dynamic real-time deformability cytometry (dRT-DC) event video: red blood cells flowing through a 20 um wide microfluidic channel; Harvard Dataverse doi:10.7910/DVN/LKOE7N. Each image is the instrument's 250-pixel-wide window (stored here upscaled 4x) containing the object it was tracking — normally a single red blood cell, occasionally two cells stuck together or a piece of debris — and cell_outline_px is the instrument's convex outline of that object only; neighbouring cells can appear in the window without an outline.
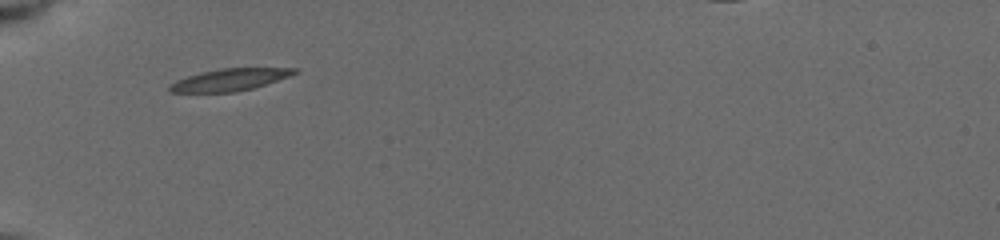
{"species": "common noctule bat (a hibernating species)", "species_latin": "Nyctalus noctula", "temperature_condition": "cold", "stored_images_in_passage": 9, "camera_frame_rate_fps": 3000, "um_per_image_px": 0.085, "animal": {"sex": "female", "body_mass_g": 19.5, "forearm_length_mm": 54.1}, "frame": {"image": 1, "passage_image": 1, "time_ms": 0.0, "image_size_px": [1000, 240], "cell_outline_px": [[300, 72], [252, 88], [232, 92], [168, 92], [168, 88], [176, 80], [200, 72], [220, 68], [296, 68]], "centroid_in_image_um": [19.5, 6.77], "position_along_channel_um": 65.5, "area_um2": 15.78}}
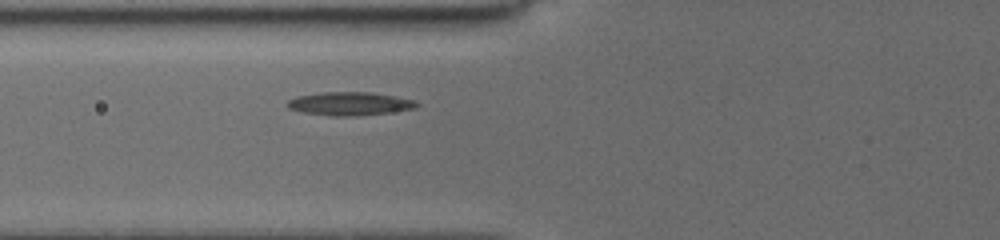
{"frame": {"image": 2, "passage_image": 6, "time_ms": 1.0, "image_size_px": [1000, 240], "cell_outline_px": [[420, 104], [416, 108], [388, 112], [352, 116], [332, 116], [304, 112], [288, 108], [284, 104], [288, 100], [296, 96], [320, 92], [372, 92], [412, 100]], "centroid_in_image_um": [29.66, 8.8], "position_along_channel_um": 96.1, "area_um2": 17.46}}